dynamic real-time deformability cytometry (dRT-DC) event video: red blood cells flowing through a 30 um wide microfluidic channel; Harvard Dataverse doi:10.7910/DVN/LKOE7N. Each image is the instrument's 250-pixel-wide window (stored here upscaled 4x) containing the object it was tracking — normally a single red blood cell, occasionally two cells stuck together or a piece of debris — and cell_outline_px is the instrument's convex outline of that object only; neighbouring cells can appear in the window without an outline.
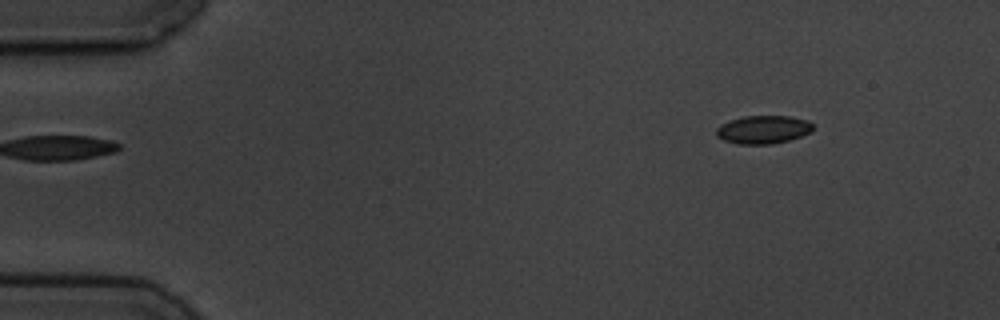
{"species": "common noctule bat (a hibernating species)", "species_latin": "Nyctalus noctula", "temperature_condition": "cold", "stored_images_in_passage": 3, "camera_frame_rate_fps": 3000, "um_per_image_px": 0.085, "animal": {"sex": "male", "body_mass_g": 19.5, "forearm_length_mm": 54.6}, "frame": {"image": 1, "passage_image": 3, "time_ms": 2.333, "image_size_px": [1000, 320], "cell_outline_px": [[812, 132], [788, 140], [772, 144], [736, 144], [724, 140], [716, 136], [716, 128], [720, 124], [744, 116], [788, 116], [808, 120], [812, 124]], "centroid_in_image_um": [64.85, 11.02], "position_along_channel_um": 20.1, "area_um2": 15.84}}